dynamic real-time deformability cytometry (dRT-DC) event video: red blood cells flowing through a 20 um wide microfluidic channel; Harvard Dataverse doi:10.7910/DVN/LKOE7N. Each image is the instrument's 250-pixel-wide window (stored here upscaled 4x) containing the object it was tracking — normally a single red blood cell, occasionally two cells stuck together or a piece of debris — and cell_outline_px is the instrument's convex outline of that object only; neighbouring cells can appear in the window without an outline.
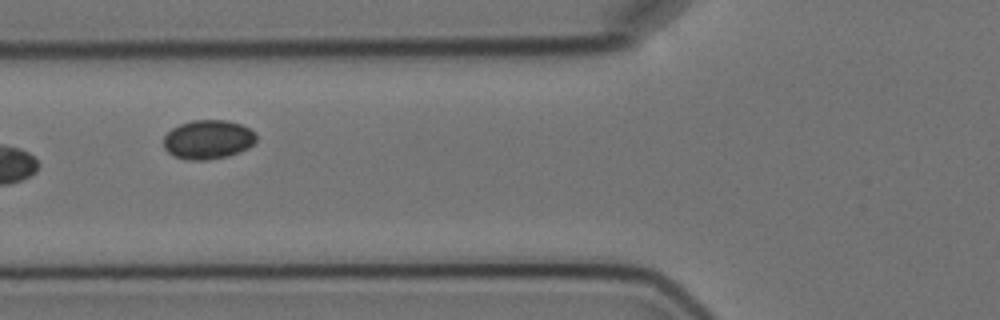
{"species": "Egyptian fruit bat (a non-hibernating species)", "species_latin": "Rousettus aegyptiacus", "temperature_condition": "cold", "stored_images_in_passage": 14, "camera_frame_rate_fps": 3000, "um_per_image_px": 0.085, "animal": {"sex": "female"}, "frame": {"image": 1, "passage_image": 5, "time_ms": 5.667, "image_size_px": [1000, 320], "cell_outline_px": [[256, 140], [248, 148], [240, 152], [228, 156], [204, 160], [192, 160], [172, 156], [164, 148], [164, 136], [172, 128], [180, 124], [192, 120], [228, 120], [240, 124], [256, 132]], "centroid_in_image_um": [17.68, 11.86], "position_along_channel_um": 108.1, "area_um2": 21.15}}
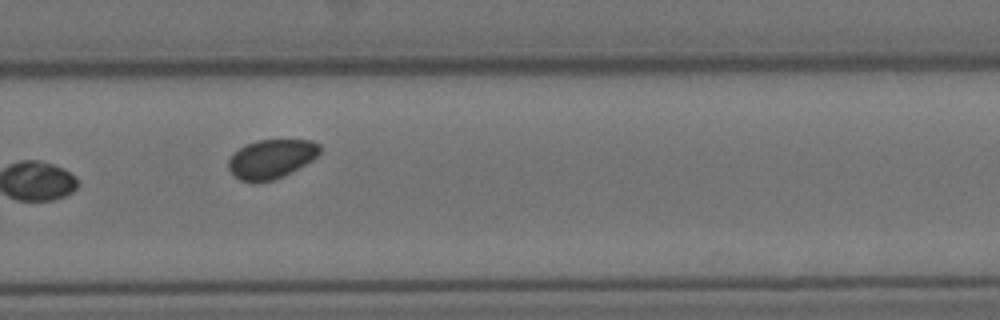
{"frame": {"image": 2, "passage_image": 10, "time_ms": 11.333, "image_size_px": [1000, 320], "cell_outline_px": [[320, 152], [312, 160], [284, 176], [272, 180], [256, 184], [252, 184], [240, 180], [228, 168], [228, 160], [240, 148], [256, 140], [312, 140], [320, 144]], "centroid_in_image_um": [23.06, 13.53], "position_along_channel_um": 306.7, "area_um2": 20.81}}
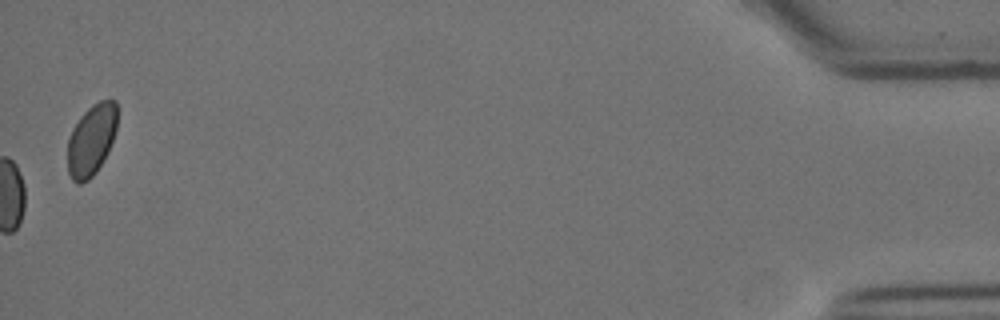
{"frame": {"image": 3, "passage_image": 14, "time_ms": 17.333, "image_size_px": [1000, 320], "cell_outline_px": [[116, 128], [108, 152], [104, 160], [96, 172], [88, 180], [80, 184], [76, 184], [72, 180], [68, 172], [68, 140], [72, 128], [80, 116], [92, 104], [100, 100], [116, 100]], "centroid_in_image_um": [7.75, 11.91], "position_along_channel_um": 427.4, "area_um2": 20.63}, "authors_computed_cell_mechanics": {"area_um2": 19.1029, "velocity_mm_per_s": 3.5107, "shape_relaxation_time_tau1_ms": null, "shape_relaxation_time_tau2_ms": 2.5618, "deformation_change_tau1": null, "deformation_change_tau2": 0.0372}}